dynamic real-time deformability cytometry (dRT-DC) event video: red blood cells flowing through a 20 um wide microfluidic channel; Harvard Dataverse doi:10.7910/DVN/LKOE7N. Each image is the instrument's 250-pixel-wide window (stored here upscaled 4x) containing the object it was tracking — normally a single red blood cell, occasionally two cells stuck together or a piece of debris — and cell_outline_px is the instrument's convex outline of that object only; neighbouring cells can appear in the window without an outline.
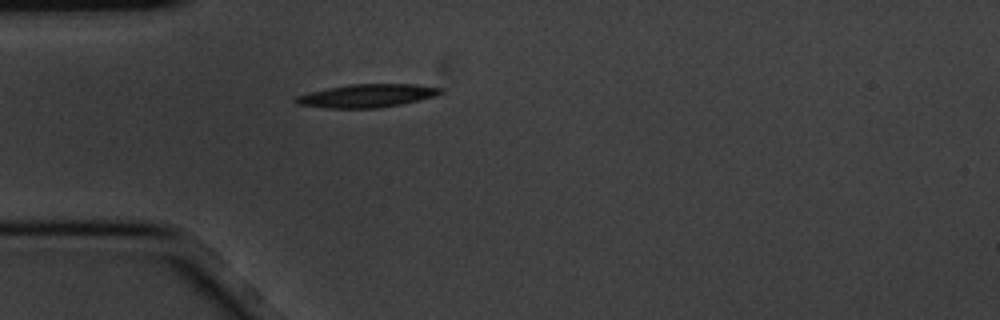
{"species": "common noctule bat (a hibernating species)", "species_latin": "Nyctalus noctula", "temperature_condition": "cold", "stored_images_in_passage": 1, "camera_frame_rate_fps": 3000, "um_per_image_px": 0.085, "animal": {"sex": "male", "body_mass_g": 20.1, "forearm_length_mm": 53.5}, "frame": {"image": 1, "passage_image": 1, "time_ms": 0.0, "image_size_px": [1000, 320], "cell_outline_px": [[444, 92], [436, 96], [400, 104], [380, 108], [324, 108], [300, 104], [292, 100], [296, 96], [308, 92], [328, 88], [352, 84], [416, 84], [444, 88]], "centroid_in_image_um": [31.22, 8.13], "position_along_channel_um": 53.8, "area_um2": 19.59}}